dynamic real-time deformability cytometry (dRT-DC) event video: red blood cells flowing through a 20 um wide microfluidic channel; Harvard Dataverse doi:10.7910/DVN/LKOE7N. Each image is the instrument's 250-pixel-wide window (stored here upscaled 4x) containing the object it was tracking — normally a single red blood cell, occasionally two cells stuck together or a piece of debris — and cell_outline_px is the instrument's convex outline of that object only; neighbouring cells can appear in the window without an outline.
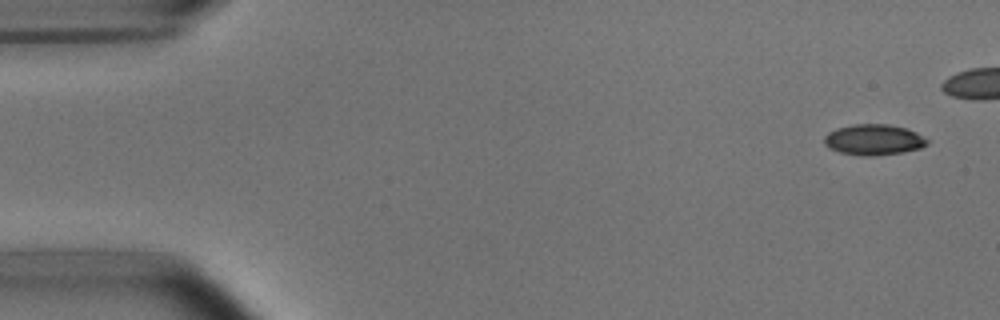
{"species": "common noctule bat (a hibernating species)", "species_latin": "Nyctalus noctula", "temperature_condition": "room temperature", "stored_images_in_passage": 5, "camera_frame_rate_fps": 3000, "um_per_image_px": 0.085, "animal": {"sex": "male", "body_mass_g": 15.6}, "frame": {"image": 1, "passage_image": 1, "time_ms": 0.0, "image_size_px": [1000, 320], "cell_outline_px": [[928, 144], [920, 148], [904, 152], [872, 156], [864, 156], [840, 152], [828, 148], [824, 144], [824, 136], [828, 132], [836, 128], [852, 124], [888, 124], [908, 128], [916, 132], [928, 140]], "centroid_in_image_um": [74.25, 11.87], "position_along_channel_um": 10.7, "area_um2": 18.61}}
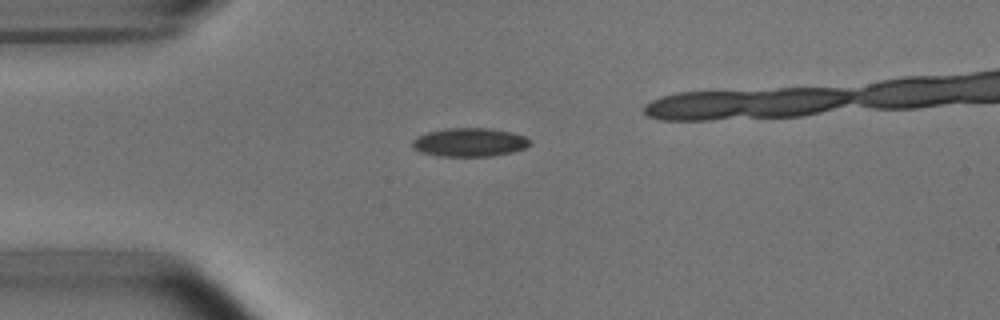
{"frame": {"image": 2, "passage_image": 4, "time_ms": 3.667, "image_size_px": [1000, 320], "cell_outline_px": [[532, 144], [524, 148], [512, 152], [492, 156], [440, 156], [420, 152], [412, 148], [412, 140], [428, 132], [448, 128], [488, 128], [512, 132], [524, 136], [532, 140]], "centroid_in_image_um": [39.94, 12.1], "position_along_channel_um": 45.1, "area_um2": 19.59}}